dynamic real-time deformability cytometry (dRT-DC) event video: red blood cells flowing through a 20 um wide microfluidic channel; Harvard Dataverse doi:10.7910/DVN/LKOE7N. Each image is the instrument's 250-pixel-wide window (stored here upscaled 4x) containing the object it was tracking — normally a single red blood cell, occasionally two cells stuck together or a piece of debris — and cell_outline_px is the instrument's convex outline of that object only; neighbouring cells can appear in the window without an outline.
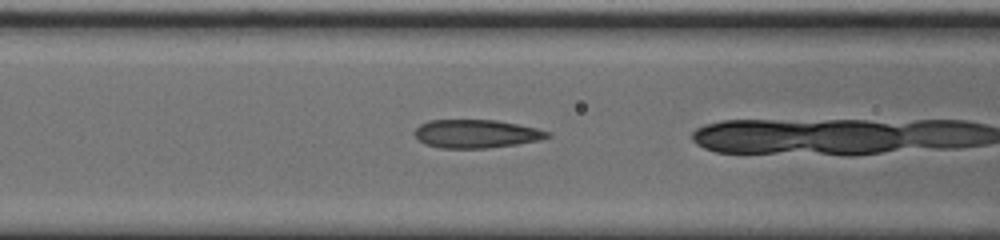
{"species": "common noctule bat (a hibernating species)", "species_latin": "Nyctalus noctula", "temperature_condition": "cold", "stored_images_in_passage": 16, "camera_frame_rate_fps": 3000, "um_per_image_px": 0.085, "animal": {"sex": "male", "body_mass_g": 20.0, "forearm_length_mm": 53.3}, "frame": {"image": 1, "passage_image": 14, "time_ms": 4.333, "image_size_px": [1000, 240], "cell_outline_px": [[552, 136], [540, 140], [516, 144], [484, 148], [440, 148], [424, 144], [412, 132], [420, 124], [428, 120], [496, 120], [536, 128], [552, 132]], "centroid_in_image_um": [40.47, 11.37], "position_along_channel_um": 126.1, "area_um2": 21.96}}